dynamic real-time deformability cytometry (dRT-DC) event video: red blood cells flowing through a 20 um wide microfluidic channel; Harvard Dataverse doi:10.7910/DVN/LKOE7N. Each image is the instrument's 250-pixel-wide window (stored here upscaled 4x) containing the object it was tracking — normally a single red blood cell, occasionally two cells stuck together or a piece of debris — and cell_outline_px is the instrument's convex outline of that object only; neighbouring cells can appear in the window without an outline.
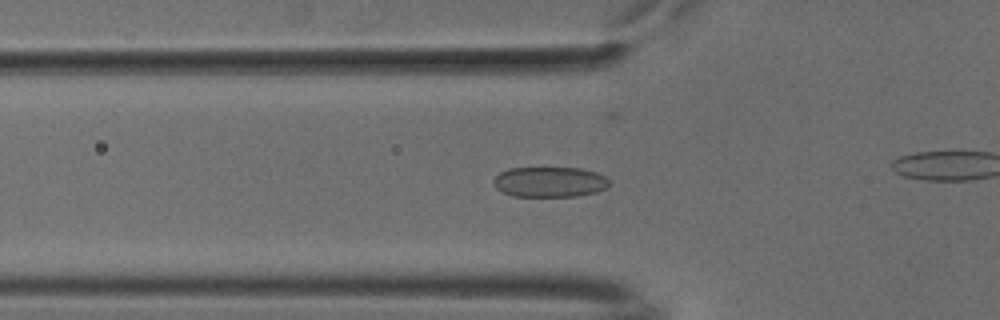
{"species": "common noctule bat (a hibernating species)", "species_latin": "Nyctalus noctula", "temperature_condition": "cold", "stored_images_in_passage": 44, "camera_frame_rate_fps": 3000, "um_per_image_px": 0.085, "animal": {"sex": "male", "body_mass_g": 18.8}, "frame": {"image": 1, "passage_image": 19, "time_ms": 6.0, "image_size_px": [1000, 320], "cell_outline_px": [[608, 184], [604, 188], [596, 192], [576, 196], [512, 196], [496, 188], [492, 180], [500, 172], [508, 168], [580, 168], [596, 172], [604, 176], [608, 180]], "centroid_in_image_um": [46.69, 15.46], "position_along_channel_um": 79.1, "area_um2": 20.29}}
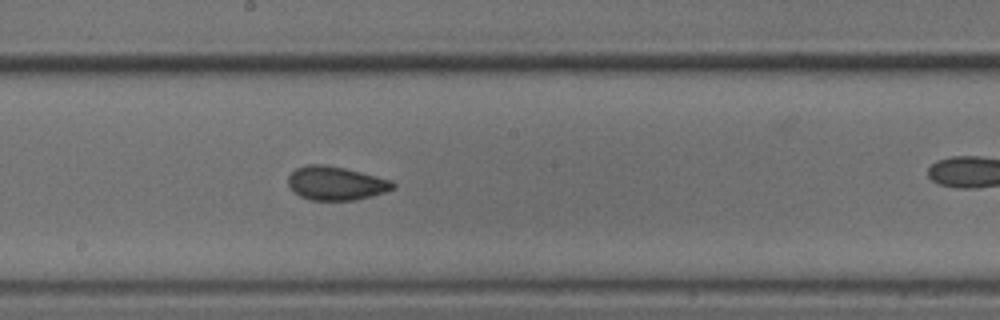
{"frame": {"image": 2, "passage_image": 30, "time_ms": 9.667, "image_size_px": [1000, 320], "cell_outline_px": [[396, 188], [372, 196], [356, 200], [312, 200], [300, 196], [292, 192], [288, 188], [288, 176], [296, 168], [308, 164], [324, 164], [344, 168], [392, 180], [396, 184]], "centroid_in_image_um": [28.53, 15.58], "position_along_channel_um": 219.7, "area_um2": 20.75}}
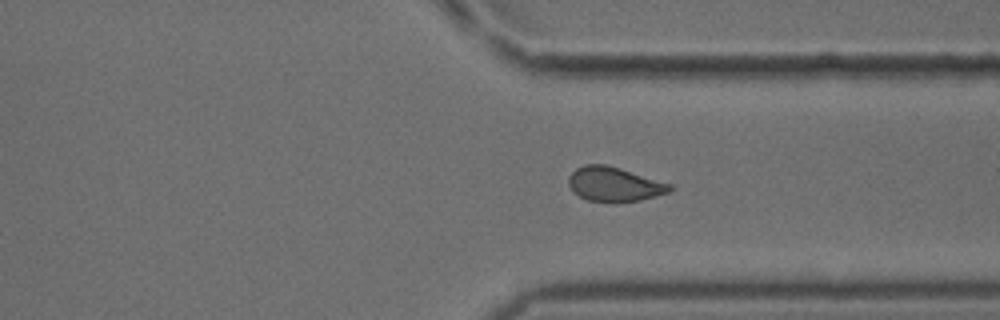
{"frame": {"image": 3, "passage_image": 41, "time_ms": 13.333, "image_size_px": [1000, 320], "cell_outline_px": [[672, 188], [668, 192], [640, 200], [588, 200], [572, 192], [568, 184], [568, 176], [576, 168], [584, 164], [604, 164], [620, 168], [672, 184]], "centroid_in_image_um": [52.17, 15.62], "position_along_channel_um": 359.2, "area_um2": 19.83}}